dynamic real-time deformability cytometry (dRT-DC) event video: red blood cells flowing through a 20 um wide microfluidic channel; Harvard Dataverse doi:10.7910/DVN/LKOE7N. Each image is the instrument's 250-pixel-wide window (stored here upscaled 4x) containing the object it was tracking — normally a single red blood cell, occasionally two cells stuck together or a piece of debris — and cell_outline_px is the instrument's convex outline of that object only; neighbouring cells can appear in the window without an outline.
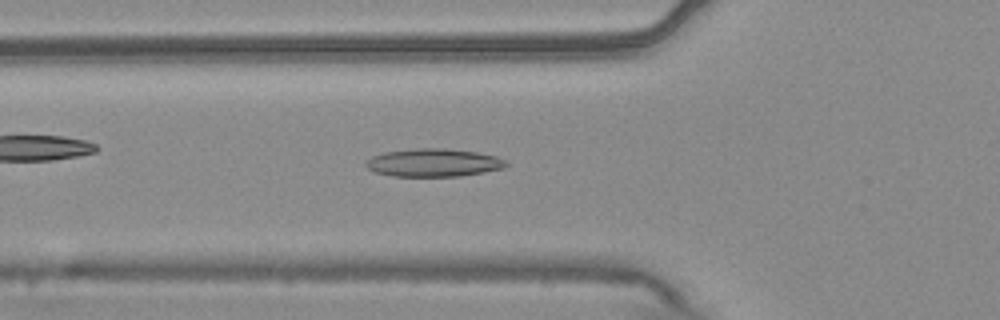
{"species": "common noctule bat (a hibernating species)", "species_latin": "Nyctalus noctula", "temperature_condition": "warm", "stored_images_in_passage": 54, "camera_frame_rate_fps": 3000, "um_per_image_px": 0.085, "animal": {"sex": "male", "body_mass_g": 20.4}, "frame": {"image": 1, "passage_image": 19, "time_ms": 6.0, "image_size_px": [1000, 320], "cell_outline_px": [[508, 164], [504, 168], [484, 172], [460, 176], [392, 176], [376, 172], [368, 168], [364, 164], [364, 160], [372, 156], [384, 152], [420, 148], [448, 148], [476, 152], [496, 156], [508, 160]], "centroid_in_image_um": [36.86, 13.82], "position_along_channel_um": 88.9, "area_um2": 23.0}}
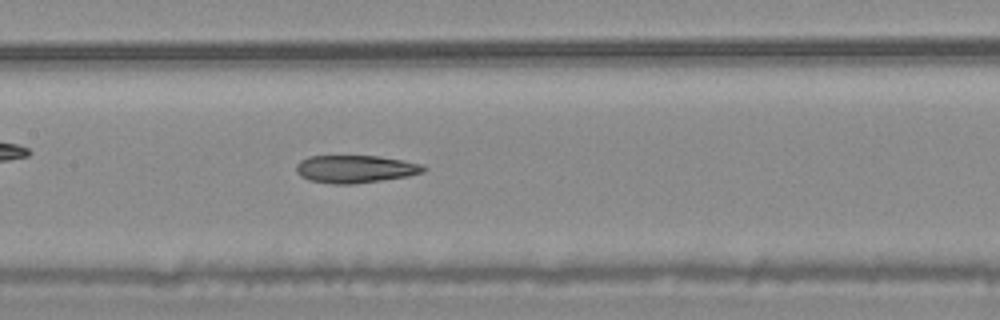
{"frame": {"image": 2, "passage_image": 26, "time_ms": 8.333, "image_size_px": [1000, 320], "cell_outline_px": [[428, 168], [424, 172], [408, 176], [352, 184], [332, 184], [308, 180], [300, 176], [296, 172], [296, 164], [300, 160], [308, 156], [380, 156], [404, 160], [424, 164]], "centroid_in_image_um": [30.21, 14.36], "position_along_channel_um": 177.2, "area_um2": 20.75}}
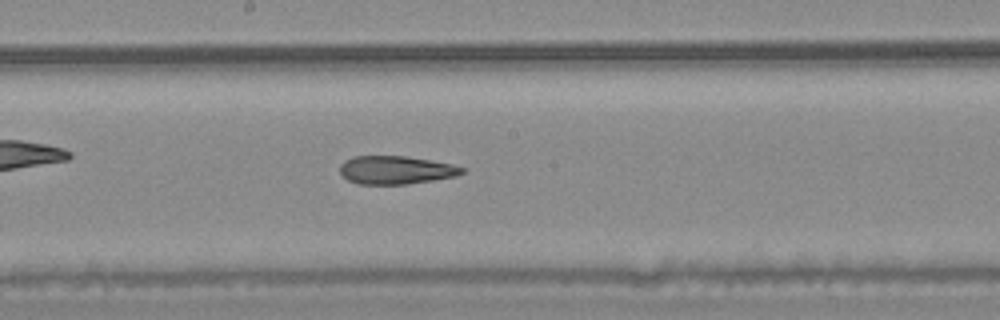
{"frame": {"image": 3, "passage_image": 29, "time_ms": 9.333, "image_size_px": [1000, 320], "cell_outline_px": [[468, 168], [464, 172], [456, 176], [408, 184], [356, 184], [348, 180], [340, 172], [340, 164], [344, 160], [352, 156], [404, 156], [452, 164]], "centroid_in_image_um": [33.64, 14.45], "position_along_channel_um": 214.6, "area_um2": 20.11}, "authors_computed_cell_mechanics": {"area_um2": 21.8484, "velocity_mm_per_s": 3.7436, "shape_relaxation_time_tau1_ms": null, "shape_relaxation_time_tau2_ms": 2.9895, "deformation_change_tau1": null, "deformation_change_tau2": 0.1304}}